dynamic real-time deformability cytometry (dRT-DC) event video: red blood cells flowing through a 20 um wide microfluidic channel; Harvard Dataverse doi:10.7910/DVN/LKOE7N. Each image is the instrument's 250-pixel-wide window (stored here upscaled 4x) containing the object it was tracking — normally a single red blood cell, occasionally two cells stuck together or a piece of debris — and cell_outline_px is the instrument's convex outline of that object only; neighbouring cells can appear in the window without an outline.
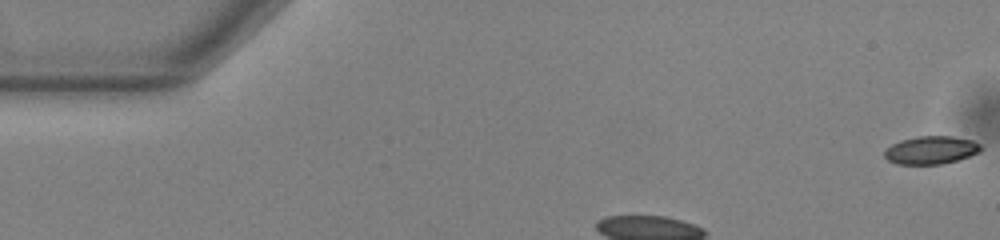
{"species": "common noctule bat (a hibernating species)", "species_latin": "Nyctalus noctula", "temperature_condition": "warm", "stored_images_in_passage": 35, "camera_frame_rate_fps": 3000, "um_per_image_px": 0.085, "animal": {"sex": "male", "body_mass_g": 13.0, "forearm_length_mm": 53.1}, "frame": {"image": 1, "passage_image": 1, "time_ms": 0.0, "image_size_px": [1000, 240], "cell_outline_px": [[980, 148], [976, 152], [968, 156], [956, 160], [940, 164], [896, 164], [888, 160], [884, 156], [884, 152], [892, 144], [900, 140], [916, 136], [952, 136], [972, 140], [980, 144]], "centroid_in_image_um": [79.08, 12.75], "position_along_channel_um": 5.9, "area_um2": 15.49}}
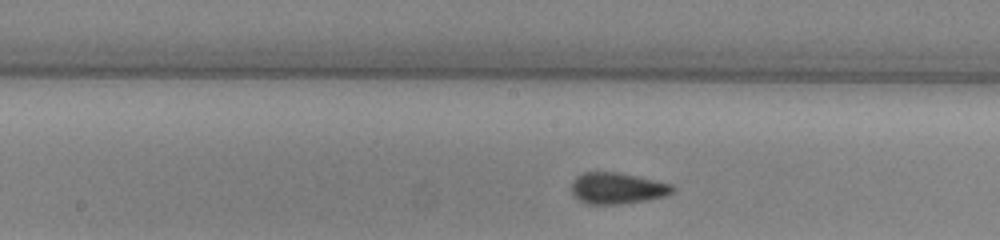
{"frame": {"image": 2, "passage_image": 18, "time_ms": 5.667, "image_size_px": [1000, 240], "cell_outline_px": [[676, 192], [668, 196], [620, 204], [588, 204], [580, 200], [572, 192], [572, 184], [576, 176], [584, 172], [616, 172], [656, 180], [672, 184], [676, 188]], "centroid_in_image_um": [52.53, 16.0], "position_along_channel_um": 195.7, "area_um2": 18.44}}
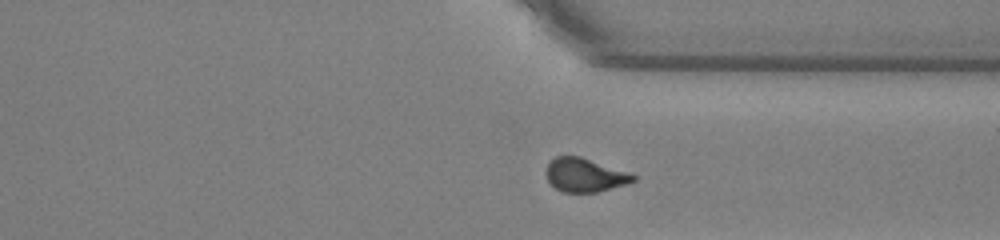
{"frame": {"image": 3, "passage_image": 31, "time_ms": 10.0, "image_size_px": [1000, 240], "cell_outline_px": [[636, 180], [628, 184], [596, 192], [564, 192], [556, 188], [548, 180], [548, 164], [556, 156], [580, 156], [628, 172], [636, 176]], "centroid_in_image_um": [49.75, 14.88], "position_along_channel_um": 361.6, "area_um2": 16.76}, "authors_computed_cell_mechanics": {"area_um2": 17.7446, "velocity_mm_per_s": 3.8257, "shape_relaxation_time_tau1_ms": 8.9879, "shape_relaxation_time_tau2_ms": 1.1422, "deformation_change_tau1": 0.1646, "deformation_change_tau2": 0.0571}}